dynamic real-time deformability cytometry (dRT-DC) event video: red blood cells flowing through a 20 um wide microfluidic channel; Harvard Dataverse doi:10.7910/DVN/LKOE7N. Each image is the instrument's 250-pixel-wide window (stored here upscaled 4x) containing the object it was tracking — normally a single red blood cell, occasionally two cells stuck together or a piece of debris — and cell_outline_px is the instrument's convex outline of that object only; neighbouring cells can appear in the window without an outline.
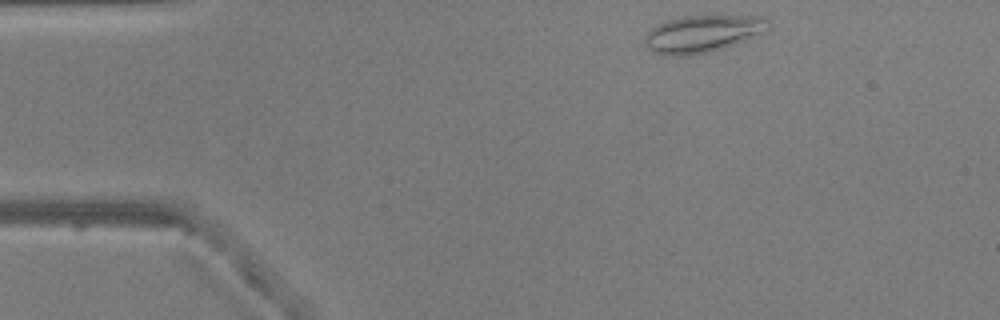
{"species": "common noctule bat (a hibernating species)", "species_latin": "Nyctalus noctula", "temperature_condition": "warm", "stored_images_in_passage": 38, "camera_frame_rate_fps": 3000, "um_per_image_px": 0.085, "animal": {"sex": "male", "body_mass_g": 20.5, "forearm_length_mm": 52.5}, "frame": {"image": 1, "passage_image": 1, "time_ms": 0.0, "image_size_px": [1000, 320], "cell_outline_px": [[772, 24], [768, 28], [760, 32], [724, 48], [708, 52], [684, 56], [672, 56], [652, 52], [648, 48], [644, 40], [644, 36], [652, 28], [668, 20], [684, 16], [768, 16]], "centroid_in_image_um": [59.71, 2.86], "position_along_channel_um": 25.3, "area_um2": 26.41}}
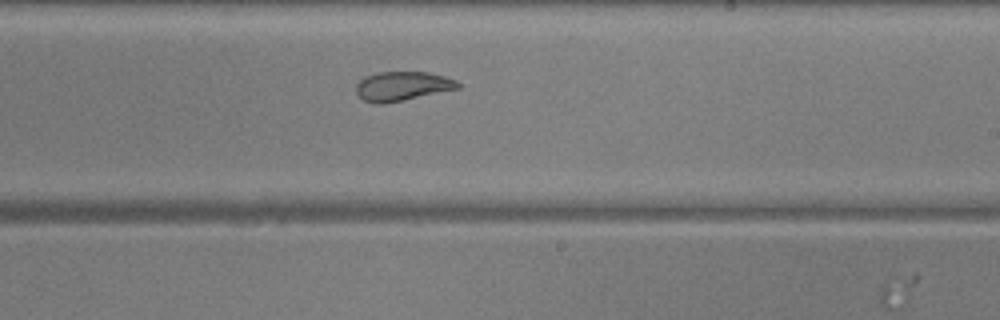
{"frame": {"image": 2, "passage_image": 24, "time_ms": 7.667, "image_size_px": [1000, 320], "cell_outline_px": [[460, 88], [384, 104], [372, 104], [364, 100], [356, 92], [356, 84], [360, 80], [376, 72], [428, 72], [444, 76], [456, 80], [460, 84]], "centroid_in_image_um": [34.19, 7.33], "position_along_channel_um": 254.8, "area_um2": 17.28}}
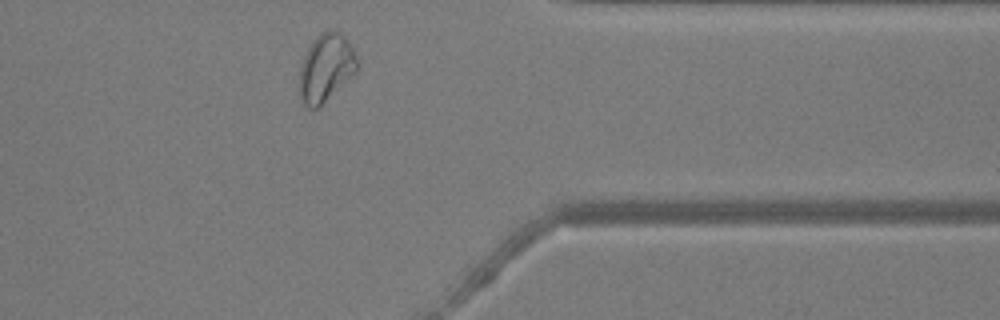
{"frame": {"image": 3, "passage_image": 35, "time_ms": 11.333, "image_size_px": [1000, 320], "cell_outline_px": [[360, 64], [356, 72], [320, 108], [308, 108], [304, 104], [300, 96], [300, 64], [312, 40], [320, 32], [328, 28], [336, 28], [348, 40]], "centroid_in_image_um": [27.72, 5.73], "position_along_channel_um": 383.7, "area_um2": 23.29}, "authors_computed_cell_mechanics": {"area_um2": 19.363, "velocity_mm_per_s": 3.8491, "shape_relaxation_time_tau1_ms": null, "shape_relaxation_time_tau2_ms": 1.2737, "deformation_change_tau1": null, "deformation_change_tau2": 0.0735}}